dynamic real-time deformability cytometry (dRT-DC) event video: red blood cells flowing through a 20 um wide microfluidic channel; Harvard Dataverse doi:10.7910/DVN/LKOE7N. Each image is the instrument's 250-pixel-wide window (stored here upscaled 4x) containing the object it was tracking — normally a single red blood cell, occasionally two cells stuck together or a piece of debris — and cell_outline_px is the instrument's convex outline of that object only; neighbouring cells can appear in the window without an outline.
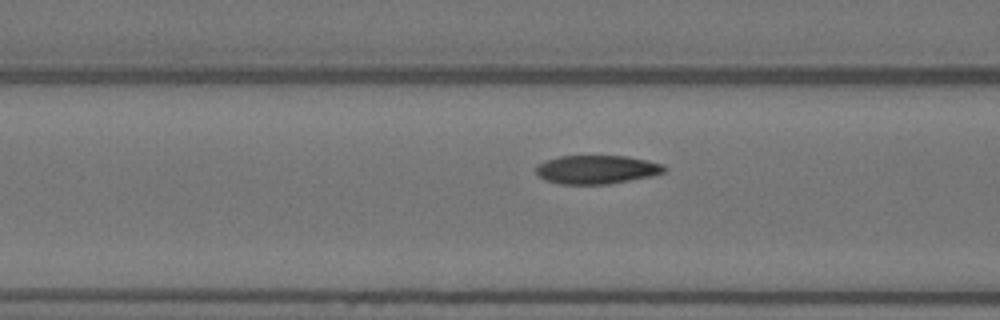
{"species": "Egyptian fruit bat (a non-hibernating species)", "species_latin": "Rousettus aegyptiacus", "temperature_condition": "warm", "stored_images_in_passage": 20, "camera_frame_rate_fps": 3000, "um_per_image_px": 0.085, "animal": {"sex": "female"}, "frame": {"image": 1, "passage_image": 18, "time_ms": 5.667, "image_size_px": [1000, 320], "cell_outline_px": [[668, 168], [664, 172], [652, 176], [608, 184], [560, 184], [544, 180], [536, 172], [536, 164], [544, 160], [560, 156], [628, 156], [648, 160], [664, 164]], "centroid_in_image_um": [50.73, 14.4], "position_along_channel_um": 115.9, "area_um2": 21.62}}